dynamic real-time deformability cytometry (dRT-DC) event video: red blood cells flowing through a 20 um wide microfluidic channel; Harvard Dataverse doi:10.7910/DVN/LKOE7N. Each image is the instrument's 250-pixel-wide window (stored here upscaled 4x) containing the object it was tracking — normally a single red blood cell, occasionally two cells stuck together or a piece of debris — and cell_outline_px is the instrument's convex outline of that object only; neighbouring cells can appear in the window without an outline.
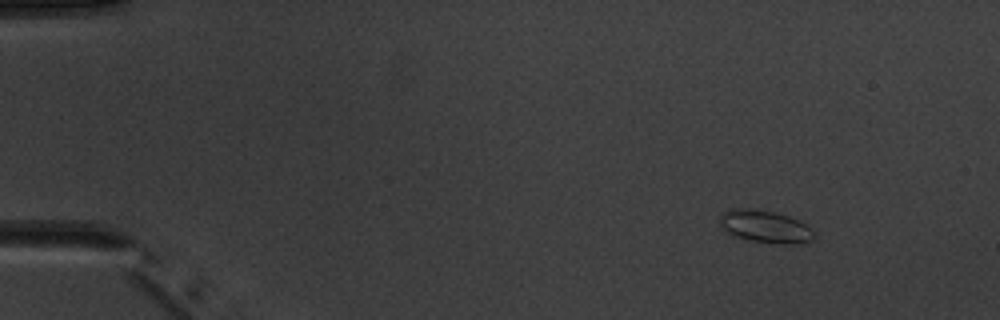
{"species": "common noctule bat (a hibernating species)", "species_latin": "Nyctalus noctula", "temperature_condition": "warm", "stored_images_in_passage": 4, "camera_frame_rate_fps": 3000, "um_per_image_px": 0.085, "animal": {"sex": "male", "body_mass_g": 20.1, "forearm_length_mm": 53.5}, "frame": {"image": 1, "passage_image": 1, "time_ms": 0.0, "image_size_px": [1000, 320], "cell_outline_px": [[816, 236], [812, 240], [800, 244], [784, 244], [748, 240], [736, 236], [728, 232], [720, 224], [720, 216], [724, 212], [732, 208], [756, 208], [788, 216], [804, 224], [816, 232]], "centroid_in_image_um": [65.07, 19.26], "position_along_channel_um": 19.9, "area_um2": 17.74}}
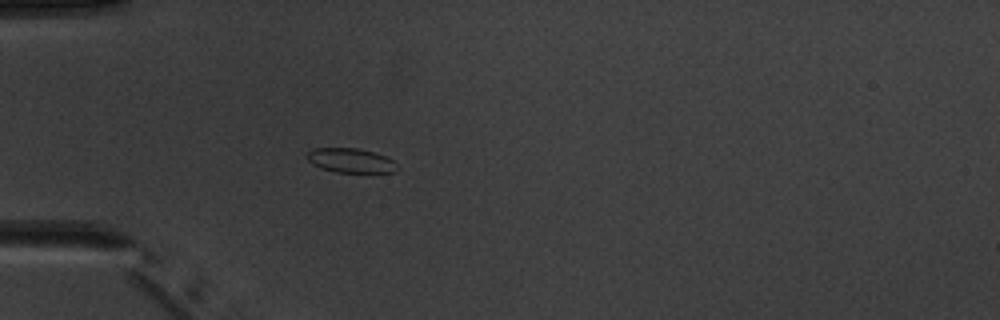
{"frame": {"image": 2, "passage_image": 4, "time_ms": 3.333, "image_size_px": [1000, 320], "cell_outline_px": [[400, 168], [396, 172], [336, 172], [324, 168], [308, 160], [308, 152], [312, 148], [356, 148], [376, 152], [392, 160]], "centroid_in_image_um": [29.88, 13.63], "position_along_channel_um": 55.1, "area_um2": 12.6}}